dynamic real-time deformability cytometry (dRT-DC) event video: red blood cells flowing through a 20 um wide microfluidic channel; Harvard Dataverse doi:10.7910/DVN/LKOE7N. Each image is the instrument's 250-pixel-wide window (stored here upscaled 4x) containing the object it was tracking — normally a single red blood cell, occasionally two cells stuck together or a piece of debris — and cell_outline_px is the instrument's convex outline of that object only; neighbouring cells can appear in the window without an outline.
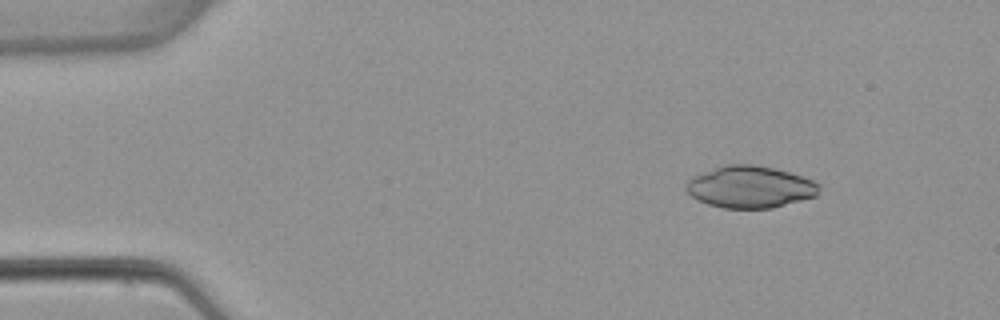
{"species": "common noctule bat (a hibernating species)", "species_latin": "Nyctalus noctula", "temperature_condition": "warm", "stored_images_in_passage": 4, "camera_frame_rate_fps": 3000, "um_per_image_px": 0.085, "animal": {"sex": "female", "body_mass_g": 22.7, "forearm_length_mm": 54.2}, "frame": {"image": 1, "passage_image": 2, "time_ms": 1.333, "image_size_px": [1000, 320], "cell_outline_px": [[820, 188], [816, 196], [772, 208], [724, 208], [708, 204], [692, 196], [684, 188], [684, 184], [692, 176], [724, 164], [756, 164], [788, 172], [812, 180], [820, 184]], "centroid_in_image_um": [63.73, 15.88], "position_along_channel_um": 21.3, "area_um2": 32.43}}